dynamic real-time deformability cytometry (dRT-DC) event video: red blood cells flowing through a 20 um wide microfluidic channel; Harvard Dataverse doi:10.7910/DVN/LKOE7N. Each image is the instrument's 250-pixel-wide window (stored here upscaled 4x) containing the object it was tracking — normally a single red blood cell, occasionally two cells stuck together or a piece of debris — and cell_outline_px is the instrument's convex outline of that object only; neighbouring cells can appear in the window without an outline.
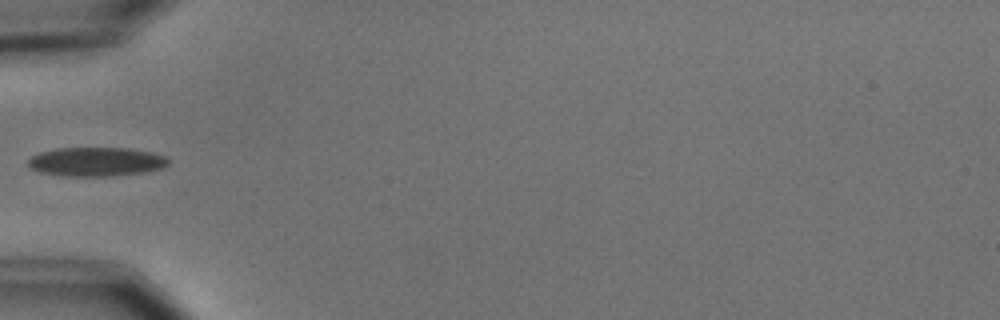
{"species": "common noctule bat (a hibernating species)", "species_latin": "Nyctalus noctula", "temperature_condition": "cold", "stored_images_in_passage": 7, "camera_frame_rate_fps": 3000, "um_per_image_px": 0.085, "animal": {"sex": "male", "body_mass_g": 15.6}, "frame": {"image": 1, "passage_image": 6, "time_ms": 5.667, "image_size_px": [1000, 320], "cell_outline_px": [[168, 164], [164, 168], [144, 172], [112, 176], [60, 176], [40, 172], [32, 168], [28, 164], [28, 160], [32, 156], [40, 152], [56, 148], [124, 148], [152, 152], [164, 156], [168, 160]], "centroid_in_image_um": [8.17, 13.75], "position_along_channel_um": 76.8, "area_um2": 23.7}}